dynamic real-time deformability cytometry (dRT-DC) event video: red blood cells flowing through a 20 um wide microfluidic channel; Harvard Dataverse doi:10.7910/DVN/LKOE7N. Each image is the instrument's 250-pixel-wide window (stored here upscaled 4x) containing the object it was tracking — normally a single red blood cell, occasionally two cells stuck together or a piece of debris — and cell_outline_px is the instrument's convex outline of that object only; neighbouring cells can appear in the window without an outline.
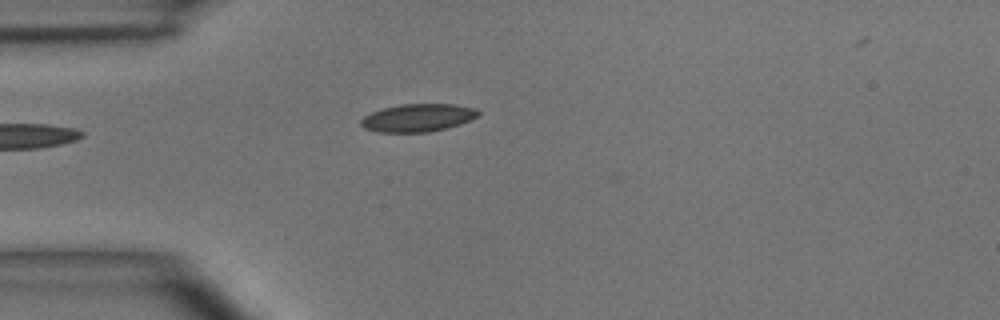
{"species": "common noctule bat (a hibernating species)", "species_latin": "Nyctalus noctula", "temperature_condition": "room temperature", "stored_images_in_passage": 39, "camera_frame_rate_fps": 3000, "um_per_image_px": 0.085, "animal": {"sex": "male", "body_mass_g": 15.6}, "frame": {"image": 1, "passage_image": 2, "time_ms": 0.333, "image_size_px": [1000, 320], "cell_outline_px": [[480, 116], [460, 124], [428, 132], [376, 132], [364, 128], [360, 124], [360, 120], [364, 116], [372, 112], [384, 108], [404, 104], [456, 104], [472, 108], [480, 112]], "centroid_in_image_um": [35.51, 10.01], "position_along_channel_um": 49.5, "area_um2": 18.9}}
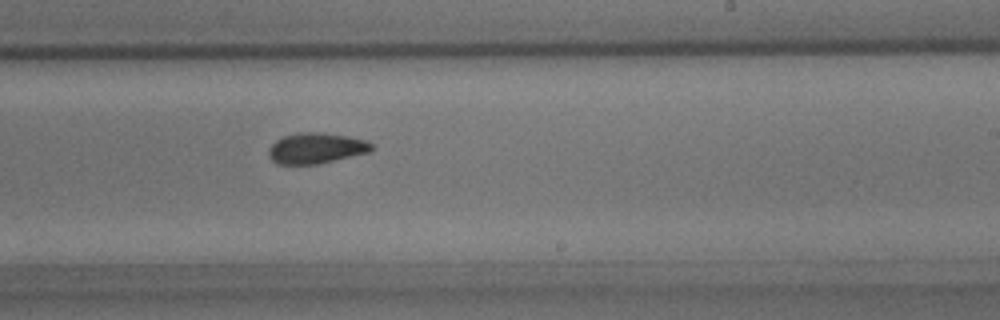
{"frame": {"image": 2, "passage_image": 19, "time_ms": 6.0, "image_size_px": [1000, 320], "cell_outline_px": [[372, 148], [368, 152], [316, 164], [276, 164], [268, 156], [268, 148], [276, 140], [284, 136], [296, 132], [320, 132], [348, 136], [368, 140], [372, 144]], "centroid_in_image_um": [26.83, 12.58], "position_along_channel_um": 262.2, "area_um2": 18.38}}
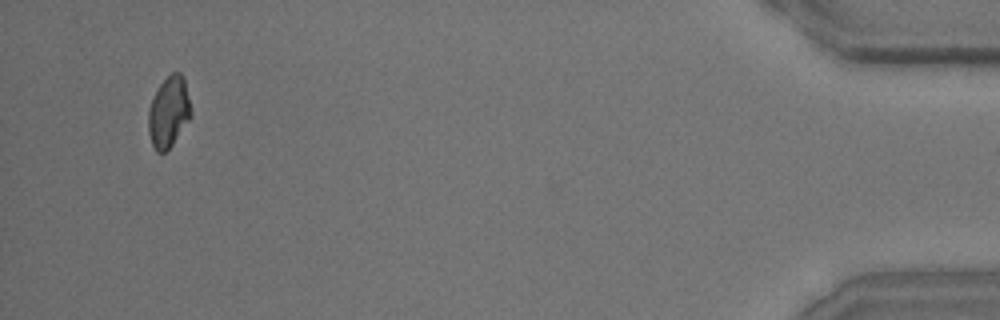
{"frame": {"image": 3, "passage_image": 37, "time_ms": 12.0, "image_size_px": [1000, 320], "cell_outline_px": [[192, 112], [188, 120], [172, 144], [164, 152], [156, 152], [152, 144], [148, 132], [148, 112], [152, 100], [160, 84], [172, 72], [180, 72], [184, 76]], "centroid_in_image_um": [14.34, 9.5], "position_along_channel_um": 420.9, "area_um2": 17.34}, "authors_computed_cell_mechanics": {"area_um2": 18.3226, "velocity_mm_per_s": 3.9219, "shape_relaxation_time_tau1_ms": 4.3585, "shape_relaxation_time_tau2_ms": 1.7722, "deformation_change_tau1": 0.1059, "deformation_change_tau2": 0.0606}}